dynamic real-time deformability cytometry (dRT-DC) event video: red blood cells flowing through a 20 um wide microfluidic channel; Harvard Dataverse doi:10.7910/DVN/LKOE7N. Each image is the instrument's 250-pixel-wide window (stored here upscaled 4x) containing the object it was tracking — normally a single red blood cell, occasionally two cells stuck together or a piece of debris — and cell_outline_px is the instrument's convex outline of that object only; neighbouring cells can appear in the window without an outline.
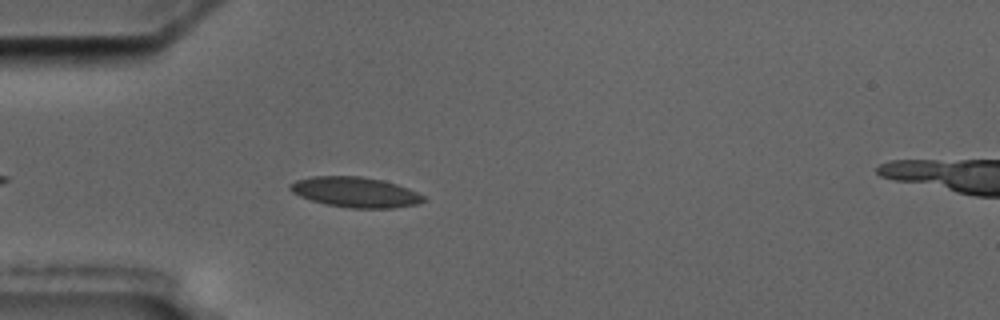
{"species": "common noctule bat (a hibernating species)", "species_latin": "Nyctalus noctula", "temperature_condition": "cold", "stored_images_in_passage": 5, "camera_frame_rate_fps": 3000, "um_per_image_px": 0.085, "animal": {"sex": "male", "body_mass_g": 17.5, "forearm_length_mm": 52.3}, "frame": {"image": 1, "passage_image": 5, "time_ms": 5.0, "image_size_px": [1000, 320], "cell_outline_px": [[424, 200], [416, 204], [392, 208], [352, 208], [324, 204], [300, 196], [292, 192], [288, 188], [288, 184], [296, 180], [312, 176], [360, 176], [380, 180], [396, 184], [408, 188], [424, 196]], "centroid_in_image_um": [30.15, 16.33], "position_along_channel_um": 54.8, "area_um2": 23.35}}